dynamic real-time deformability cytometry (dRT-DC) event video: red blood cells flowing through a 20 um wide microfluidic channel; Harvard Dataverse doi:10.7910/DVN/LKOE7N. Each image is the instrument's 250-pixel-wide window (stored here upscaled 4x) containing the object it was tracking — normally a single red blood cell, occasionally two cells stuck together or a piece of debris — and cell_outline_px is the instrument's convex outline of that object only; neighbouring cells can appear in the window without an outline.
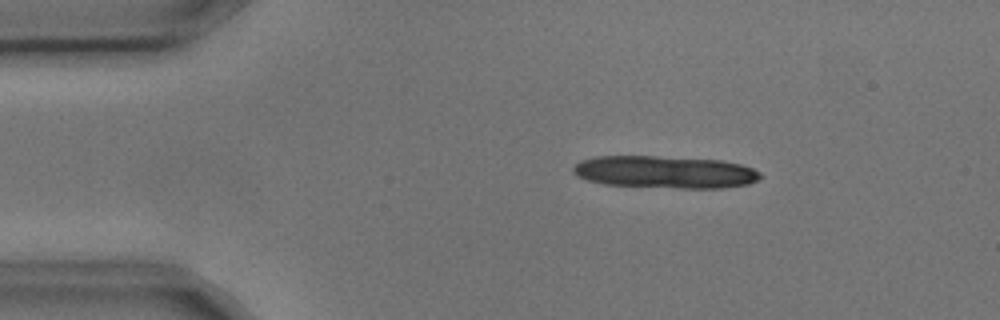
{"species": "common noctule bat (a hibernating species)", "species_latin": "Nyctalus noctula", "temperature_condition": "cold", "stored_images_in_passage": 3, "camera_frame_rate_fps": 3000, "um_per_image_px": 0.085, "animal": {"sex": "male", "body_mass_g": 17.9, "forearm_length_mm": 54.2}, "frame": {"image": 1, "passage_image": 1, "time_ms": 0.0, "image_size_px": [1000, 320], "cell_outline_px": [[764, 176], [760, 180], [748, 184], [724, 188], [680, 188], [604, 184], [588, 180], [576, 176], [572, 172], [572, 168], [580, 160], [596, 156], [656, 156], [724, 160], [740, 164], [752, 168], [760, 172]], "centroid_in_image_um": [56.55, 14.62], "position_along_channel_um": 28.4, "area_um2": 35.6}}